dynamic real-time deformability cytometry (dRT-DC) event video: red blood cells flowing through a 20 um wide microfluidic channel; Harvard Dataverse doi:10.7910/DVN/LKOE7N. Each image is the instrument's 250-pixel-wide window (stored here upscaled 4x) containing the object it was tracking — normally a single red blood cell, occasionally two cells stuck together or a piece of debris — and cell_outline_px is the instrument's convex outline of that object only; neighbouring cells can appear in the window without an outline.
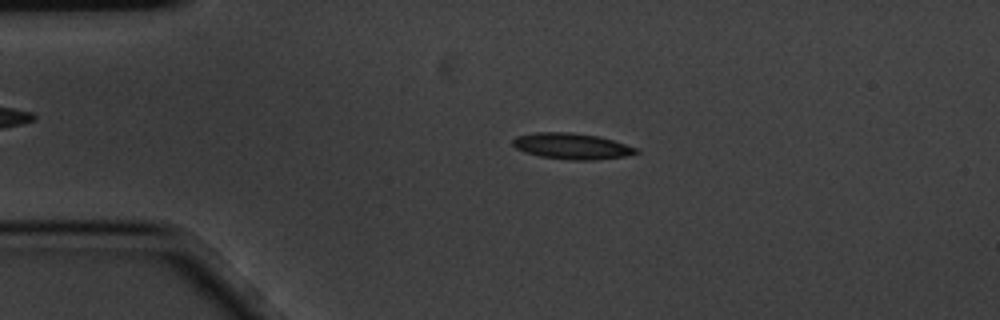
{"species": "common noctule bat (a hibernating species)", "species_latin": "Nyctalus noctula", "temperature_condition": "cold", "stored_images_in_passage": 5, "camera_frame_rate_fps": 3000, "um_per_image_px": 0.085, "animal": {"sex": "male", "body_mass_g": 20.1, "forearm_length_mm": 53.5}, "frame": {"image": 1, "passage_image": 3, "time_ms": 0.667, "image_size_px": [1000, 320], "cell_outline_px": [[640, 152], [624, 156], [596, 160], [568, 160], [540, 156], [524, 152], [516, 148], [512, 144], [512, 140], [516, 136], [536, 132], [572, 132], [596, 136], [612, 140], [640, 148]], "centroid_in_image_um": [48.6, 12.42], "position_along_channel_um": 36.4, "area_um2": 18.79}}
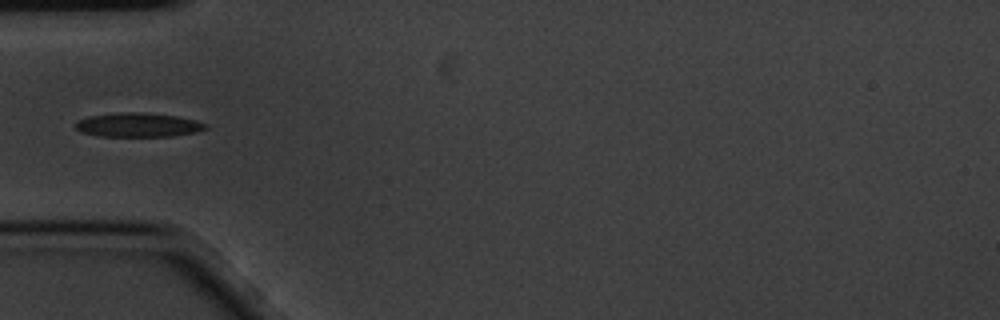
{"frame": {"image": 2, "passage_image": 5, "time_ms": 1.333, "image_size_px": [1000, 320], "cell_outline_px": [[208, 128], [196, 132], [172, 136], [100, 136], [80, 132], [76, 128], [76, 120], [88, 116], [116, 112], [144, 112], [176, 116], [196, 120], [208, 124]], "centroid_in_image_um": [11.73, 10.61], "position_along_channel_um": 73.3, "area_um2": 18.44}}